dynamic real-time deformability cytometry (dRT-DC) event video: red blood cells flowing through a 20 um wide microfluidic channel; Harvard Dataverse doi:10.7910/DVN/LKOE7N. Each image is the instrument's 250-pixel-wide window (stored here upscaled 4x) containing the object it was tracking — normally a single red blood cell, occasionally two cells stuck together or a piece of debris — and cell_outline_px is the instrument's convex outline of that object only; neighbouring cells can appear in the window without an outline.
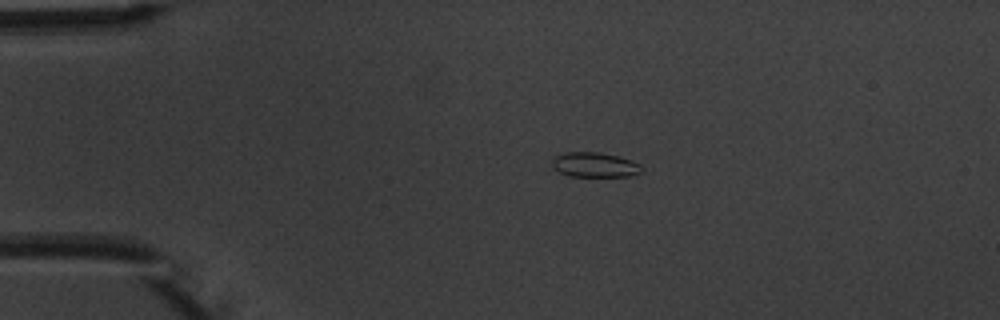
{"species": "common noctule bat (a hibernating species)", "species_latin": "Nyctalus noctula", "temperature_condition": "warm", "stored_images_in_passage": 5, "camera_frame_rate_fps": 3000, "um_per_image_px": 0.085, "animal": {"sex": "male", "body_mass_g": 20.1, "forearm_length_mm": 53.5}, "frame": {"image": 1, "passage_image": 2, "time_ms": 1.333, "image_size_px": [1000, 320], "cell_outline_px": [[644, 172], [628, 176], [568, 176], [552, 168], [552, 160], [556, 156], [564, 152], [600, 152], [620, 156], [632, 160], [640, 164], [644, 168]], "centroid_in_image_um": [50.59, 14.0], "position_along_channel_um": 34.4, "area_um2": 13.18}}
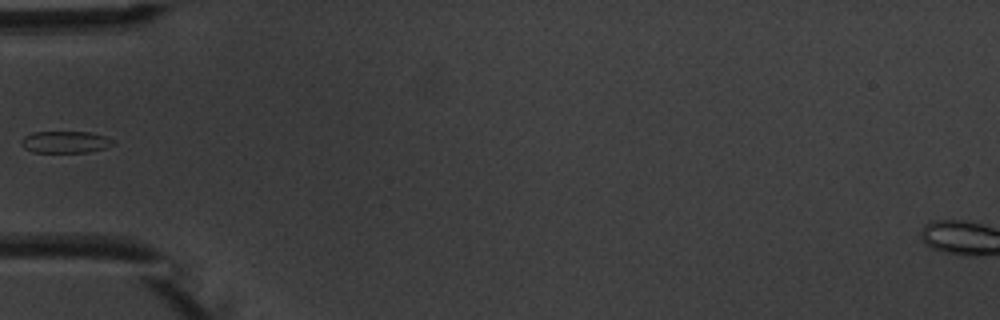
{"frame": {"image": 2, "passage_image": 4, "time_ms": 3.667, "image_size_px": [1000, 320], "cell_outline_px": [[116, 144], [104, 148], [88, 152], [32, 152], [24, 148], [20, 144], [20, 140], [24, 136], [32, 132], [88, 132], [104, 136], [116, 140]], "centroid_in_image_um": [5.54, 12.07], "position_along_channel_um": 79.5, "area_um2": 11.79}}
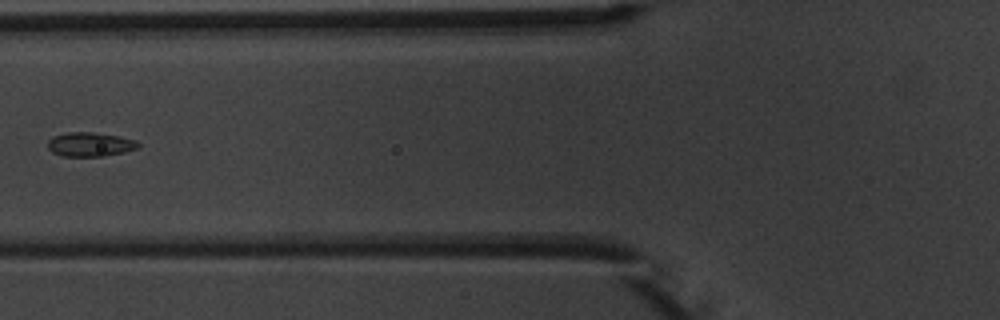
{"frame": {"image": 3, "passage_image": 5, "time_ms": 4.667, "image_size_px": [1000, 320], "cell_outline_px": [[140, 148], [124, 152], [104, 156], [60, 156], [52, 152], [48, 148], [48, 140], [52, 136], [68, 132], [92, 132], [120, 136], [136, 140], [140, 144]], "centroid_in_image_um": [7.67, 12.27], "position_along_channel_um": 118.1, "area_um2": 12.89}}